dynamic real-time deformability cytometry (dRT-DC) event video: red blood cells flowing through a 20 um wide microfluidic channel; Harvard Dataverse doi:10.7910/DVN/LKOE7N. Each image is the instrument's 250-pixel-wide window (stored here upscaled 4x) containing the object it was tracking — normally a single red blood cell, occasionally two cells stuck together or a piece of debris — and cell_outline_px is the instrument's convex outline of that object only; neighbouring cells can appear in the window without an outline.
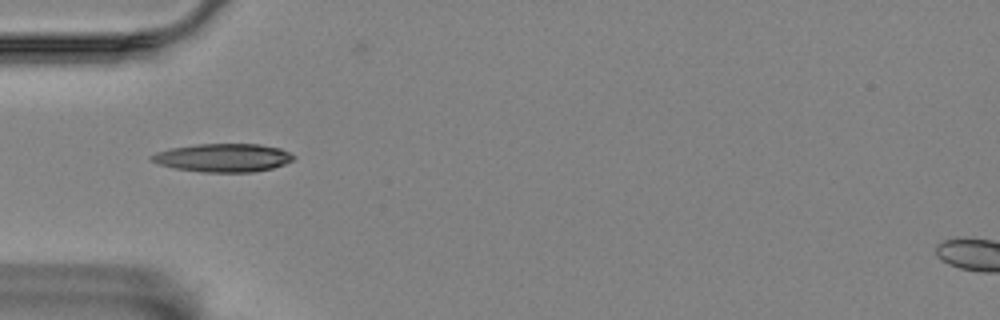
{"species": "Egyptian fruit bat (a non-hibernating species)", "species_latin": "Rousettus aegyptiacus", "temperature_condition": "room temperature", "stored_images_in_passage": 31, "camera_frame_rate_fps": 3000, "um_per_image_px": 0.085, "animal": {"sex": "female"}, "frame": {"image": 1, "passage_image": 1, "time_ms": 0.0, "image_size_px": [1000, 320], "cell_outline_px": [[296, 156], [292, 160], [284, 164], [272, 168], [252, 172], [200, 172], [172, 168], [160, 164], [152, 160], [148, 156], [156, 152], [172, 148], [196, 144], [260, 144], [280, 148]], "centroid_in_image_um": [18.95, 13.41], "position_along_channel_um": 66.0, "area_um2": 23.41}}
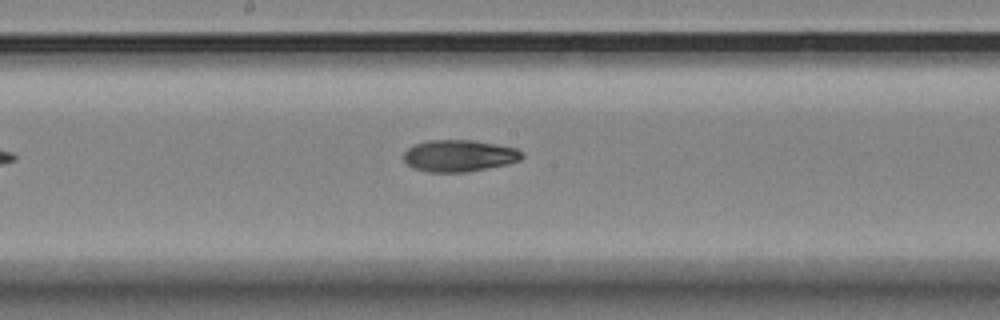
{"frame": {"image": 2, "passage_image": 13, "time_ms": 4.0, "image_size_px": [1000, 320], "cell_outline_px": [[524, 156], [520, 160], [508, 164], [468, 172], [428, 172], [412, 168], [404, 160], [404, 152], [408, 148], [416, 144], [428, 140], [472, 140], [516, 148], [524, 152]], "centroid_in_image_um": [39.04, 13.25], "position_along_channel_um": 209.2, "area_um2": 21.96}}
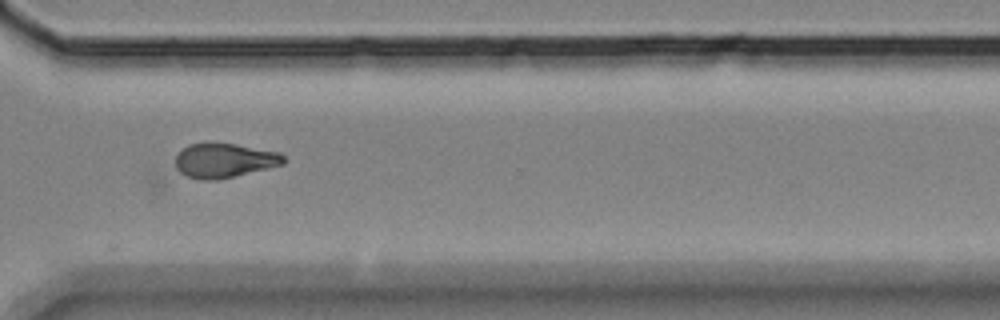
{"frame": {"image": 3, "passage_image": 25, "time_ms": 8.0, "image_size_px": [1000, 320], "cell_outline_px": [[288, 160], [284, 164], [268, 168], [216, 180], [204, 180], [188, 176], [180, 172], [176, 168], [176, 156], [188, 144], [208, 140], [212, 140], [236, 144], [280, 152]], "centroid_in_image_um": [19.08, 13.59], "position_along_channel_um": 351.5, "area_um2": 22.14}, "authors_computed_cell_mechanics": {"area_um2": 22.253, "velocity_mm_per_s": 3.556, "shape_relaxation_time_tau1_ms": 8.758, "shape_relaxation_time_tau2_ms": 5.3872, "deformation_change_tau1": 0.2128, "deformation_change_tau2": 0.1251}}